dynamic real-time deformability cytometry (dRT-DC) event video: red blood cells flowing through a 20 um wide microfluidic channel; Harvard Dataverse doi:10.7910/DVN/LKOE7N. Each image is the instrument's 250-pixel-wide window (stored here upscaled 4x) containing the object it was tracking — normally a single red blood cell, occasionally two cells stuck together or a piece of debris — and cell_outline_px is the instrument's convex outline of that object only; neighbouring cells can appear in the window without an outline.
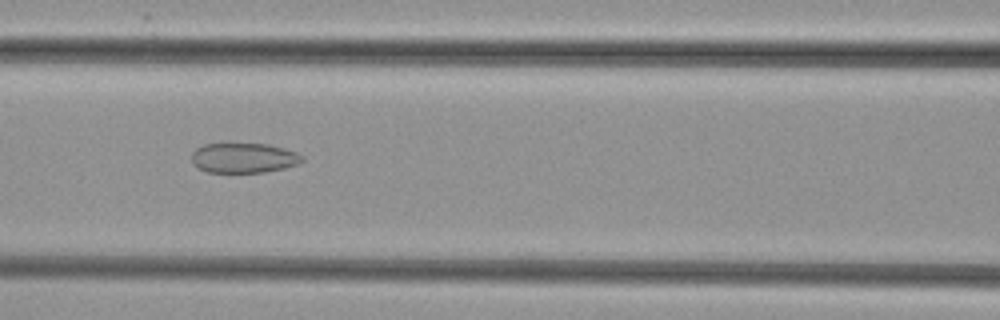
{"species": "common noctule bat (a hibernating species)", "species_latin": "Nyctalus noctula", "temperature_condition": "cold", "stored_images_in_passage": 41, "camera_frame_rate_fps": 3000, "um_per_image_px": 0.085, "animal": {"sex": "female", "body_mass_g": 29.2, "forearm_length_mm": 56.3}, "frame": {"image": 1, "passage_image": 12, "time_ms": 3.667, "image_size_px": [1000, 320], "cell_outline_px": [[304, 160], [300, 164], [284, 168], [264, 172], [208, 172], [196, 168], [192, 164], [192, 152], [196, 148], [204, 144], [268, 144], [284, 148], [296, 152], [304, 156]], "centroid_in_image_um": [20.72, 13.43], "position_along_channel_um": 145.9, "area_um2": 19.42}}
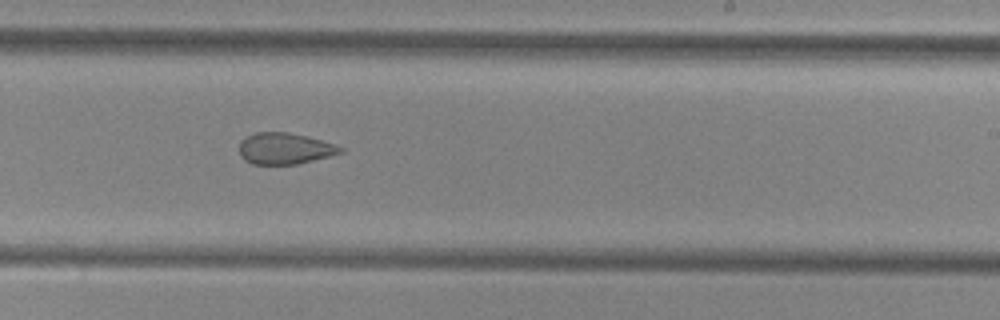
{"frame": {"image": 2, "passage_image": 21, "time_ms": 6.667, "image_size_px": [1000, 320], "cell_outline_px": [[344, 152], [296, 164], [252, 164], [244, 160], [240, 156], [240, 140], [244, 136], [256, 132], [288, 132], [336, 144], [344, 148]], "centroid_in_image_um": [24.17, 12.62], "position_along_channel_um": 264.8, "area_um2": 18.44}}
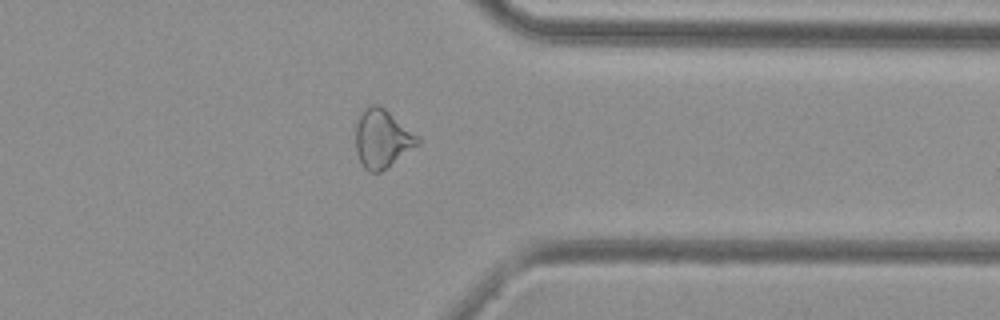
{"frame": {"image": 3, "passage_image": 30, "time_ms": 9.667, "image_size_px": [1000, 320], "cell_outline_px": [[420, 144], [380, 172], [368, 172], [364, 168], [360, 160], [356, 148], [356, 124], [364, 108], [368, 104], [376, 104], [384, 108], [420, 136]], "centroid_in_image_um": [32.5, 11.78], "position_along_channel_um": 378.9, "area_um2": 21.04}}